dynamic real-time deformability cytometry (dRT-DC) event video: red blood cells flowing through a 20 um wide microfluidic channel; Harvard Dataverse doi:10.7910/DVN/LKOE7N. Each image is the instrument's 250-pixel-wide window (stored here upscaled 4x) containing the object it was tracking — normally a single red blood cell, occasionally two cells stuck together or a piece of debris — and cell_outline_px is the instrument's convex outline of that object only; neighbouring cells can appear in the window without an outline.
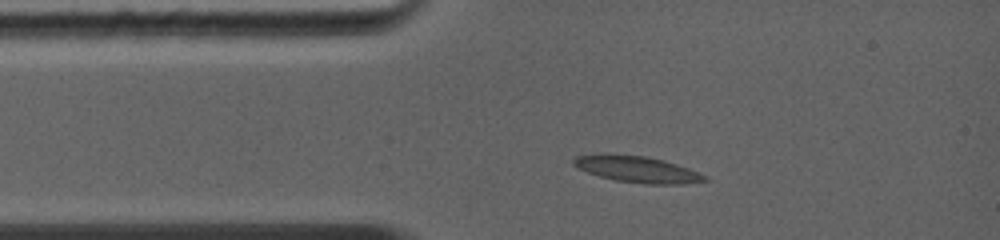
{"species": "common noctule bat (a hibernating species)", "species_latin": "Nyctalus noctula", "temperature_condition": "warm", "stored_images_in_passage": 2, "camera_frame_rate_fps": 5000, "um_per_image_px": 0.085, "animal": {"sex": "female", "body_mass_g": 19.0, "forearm_length_mm": 56.7}, "frame": {"image": 1, "passage_image": 1, "time_ms": 0.0, "image_size_px": [1000, 240], "cell_outline_px": [[708, 180], [680, 184], [644, 184], [616, 180], [600, 176], [576, 168], [572, 164], [572, 160], [576, 156], [648, 156], [664, 160], [688, 168], [708, 176]], "centroid_in_image_um": [54.23, 14.42], "position_along_channel_um": 30.8, "area_um2": 19.42}}